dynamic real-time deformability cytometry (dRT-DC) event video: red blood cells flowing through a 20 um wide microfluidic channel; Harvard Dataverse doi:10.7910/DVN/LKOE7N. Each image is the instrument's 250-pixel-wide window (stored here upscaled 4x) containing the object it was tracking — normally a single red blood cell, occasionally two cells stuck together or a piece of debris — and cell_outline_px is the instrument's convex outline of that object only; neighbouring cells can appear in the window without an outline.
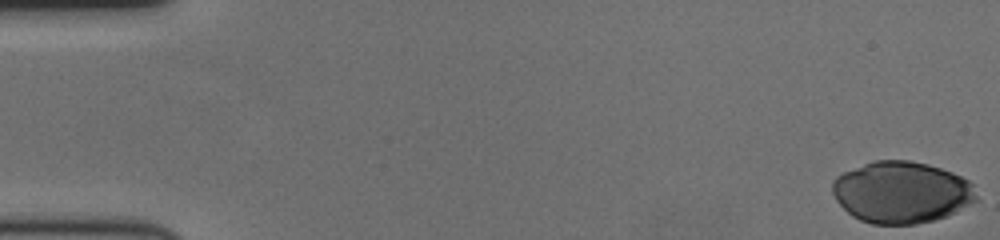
{"species": "human", "species_latin": "Homo sapiens", "temperature_condition": "cold", "stored_images_in_passage": 58, "camera_frame_rate_fps": 3000, "um_per_image_px": 0.085, "donor": {"sex": "female"}, "frame": {"image": 1, "passage_image": 1, "time_ms": 0.0, "image_size_px": [1000, 240], "cell_outline_px": [[976, 200], [944, 216], [932, 220], [916, 224], [872, 224], [860, 220], [852, 216], [836, 200], [832, 192], [832, 180], [836, 176], [844, 172], [872, 160], [908, 160], [928, 164], [952, 172], [968, 180], [972, 184], [976, 196]], "centroid_in_image_um": [76.57, 16.33], "position_along_channel_um": 8.4, "area_um2": 51.38}}
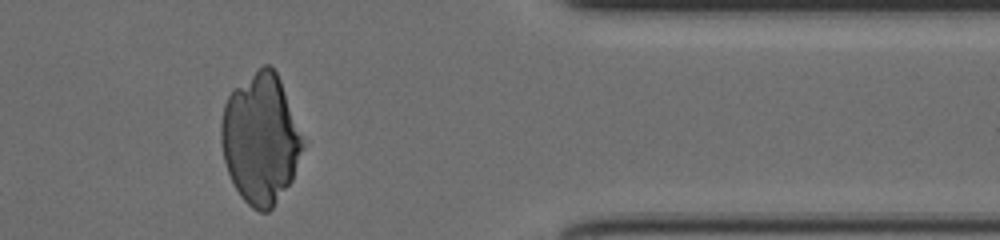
{"frame": {"image": 2, "passage_image": 50, "time_ms": 16.333, "image_size_px": [1000, 240], "cell_outline_px": [[308, 144], [292, 180], [272, 208], [268, 212], [260, 212], [252, 208], [240, 196], [228, 172], [224, 160], [220, 140], [220, 124], [224, 104], [228, 96], [236, 88], [264, 64], [268, 64], [276, 72], [280, 80]], "centroid_in_image_um": [22.2, 11.83], "position_along_channel_um": 389.2, "area_um2": 62.31}}